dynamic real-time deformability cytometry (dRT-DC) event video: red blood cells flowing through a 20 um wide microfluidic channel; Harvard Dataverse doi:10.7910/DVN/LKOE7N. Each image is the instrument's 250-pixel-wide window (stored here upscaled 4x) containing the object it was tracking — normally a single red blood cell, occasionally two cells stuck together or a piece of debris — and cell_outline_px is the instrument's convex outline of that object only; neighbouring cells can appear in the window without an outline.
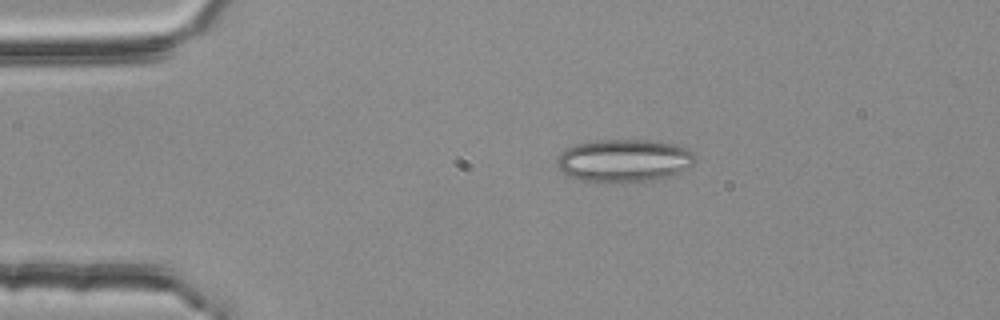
{"species": "common noctule bat (a hibernating species)", "species_latin": "Nyctalus noctula", "temperature_condition": "room temperature", "stored_images_in_passage": 45, "segment_of_instrument_passage": [1, 2], "camera_frame_rate_fps": 3000, "um_per_image_px": 0.085, "animal": {"sex": "female", "body_mass_g": 25.1}, "frame": {"image": 1, "passage_image": 2, "time_ms": 0.333, "image_size_px": [1000, 320], "cell_outline_px": [[696, 160], [688, 168], [672, 176], [644, 184], [596, 184], [572, 180], [556, 164], [556, 160], [560, 152], [576, 144], [596, 140], [648, 140], [676, 144], [688, 148], [696, 156]], "centroid_in_image_um": [53.04, 13.72], "position_along_channel_um": 32.0, "area_um2": 36.13}}